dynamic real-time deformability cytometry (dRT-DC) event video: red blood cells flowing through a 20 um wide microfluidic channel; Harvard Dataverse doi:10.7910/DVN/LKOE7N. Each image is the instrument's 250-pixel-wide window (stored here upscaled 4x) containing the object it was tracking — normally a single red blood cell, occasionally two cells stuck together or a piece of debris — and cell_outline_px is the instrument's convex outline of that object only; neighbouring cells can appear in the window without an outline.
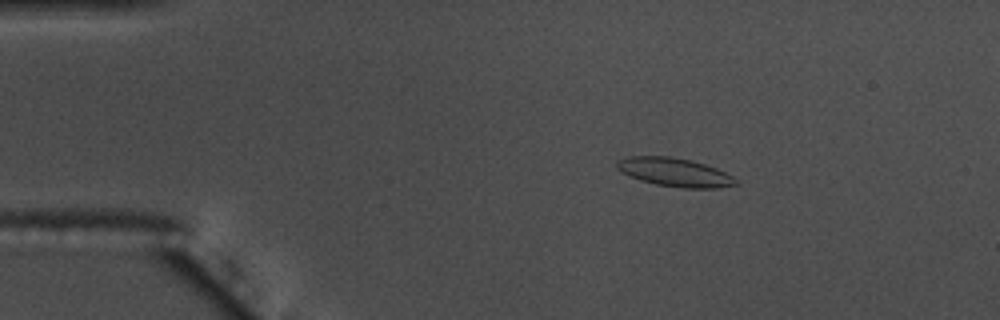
{"species": "common noctule bat (a hibernating species)", "species_latin": "Nyctalus noctula", "temperature_condition": "warm", "stored_images_in_passage": 50, "camera_frame_rate_fps": 3000, "um_per_image_px": 0.085, "animal": {"sex": "male", "body_mass_g": 17.5, "forearm_length_mm": 52.3}, "frame": {"image": 1, "passage_image": 3, "time_ms": 0.667, "image_size_px": [1000, 320], "cell_outline_px": [[740, 184], [716, 188], [684, 188], [656, 184], [640, 180], [616, 168], [616, 164], [620, 160], [628, 156], [672, 156], [692, 160], [716, 168], [740, 180]], "centroid_in_image_um": [57.41, 14.64], "position_along_channel_um": 27.6, "area_um2": 19.71}}
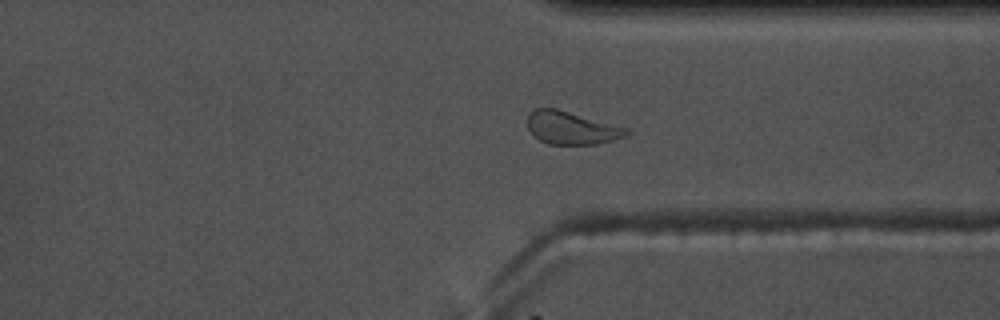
{"frame": {"image": 2, "passage_image": 36, "time_ms": 11.667, "image_size_px": [1000, 320], "cell_outline_px": [[628, 132], [612, 140], [596, 144], [548, 144], [540, 140], [528, 128], [528, 112], [536, 108], [556, 108], [628, 128]], "centroid_in_image_um": [48.52, 10.86], "position_along_channel_um": 362.9, "area_um2": 18.55}}
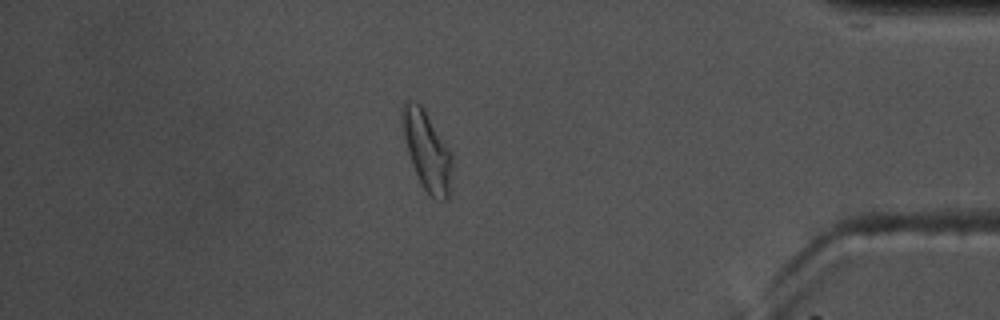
{"frame": {"image": 3, "passage_image": 42, "time_ms": 13.667, "image_size_px": [1000, 320], "cell_outline_px": [[452, 160], [448, 200], [440, 200], [432, 196], [424, 188], [416, 172], [408, 152], [404, 136], [400, 116], [400, 108], [404, 100], [412, 100], [420, 104], [424, 108], [448, 148], [452, 156]], "centroid_in_image_um": [36.26, 12.73], "position_along_channel_um": 398.9, "area_um2": 22.54}, "authors_computed_cell_mechanics": {"area_um2": 18.9584, "velocity_mm_per_s": 3.6183, "shape_relaxation_time_tau1_ms": 4.735, "shape_relaxation_time_tau2_ms": 1.811, "deformation_change_tau1": 0.1403, "deformation_change_tau2": 0.0916}}